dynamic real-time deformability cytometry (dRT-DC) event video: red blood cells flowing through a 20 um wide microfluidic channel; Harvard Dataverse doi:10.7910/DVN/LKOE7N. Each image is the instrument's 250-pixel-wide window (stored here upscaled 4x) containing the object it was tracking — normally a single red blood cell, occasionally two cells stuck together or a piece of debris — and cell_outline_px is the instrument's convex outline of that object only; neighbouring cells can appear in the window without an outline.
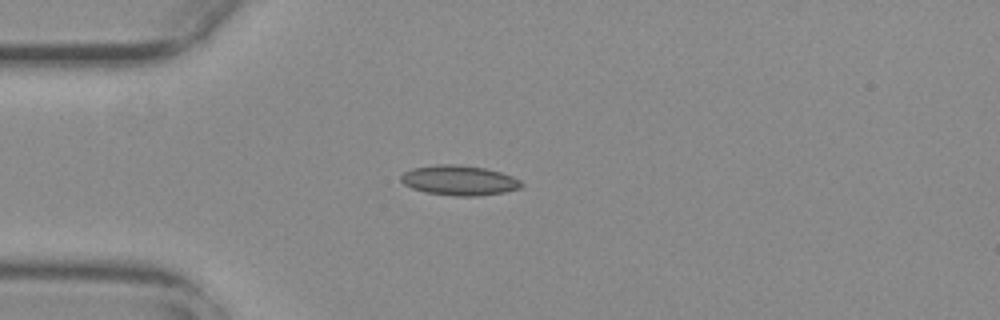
{"species": "common noctule bat (a hibernating species)", "species_latin": "Nyctalus noctula", "temperature_condition": "warm", "stored_images_in_passage": 38, "camera_frame_rate_fps": 3000, "um_per_image_px": 0.085, "animal": {"sex": "female", "body_mass_g": 29.2, "forearm_length_mm": 56.3}, "frame": {"image": 1, "passage_image": 1, "time_ms": 0.0, "image_size_px": [1000, 320], "cell_outline_px": [[524, 184], [520, 188], [504, 192], [476, 196], [456, 196], [424, 192], [412, 188], [404, 184], [400, 180], [400, 176], [404, 172], [412, 168], [436, 164], [456, 164], [484, 168], [500, 172], [512, 176], [520, 180]], "centroid_in_image_um": [39.01, 15.33], "position_along_channel_um": 46.0, "area_um2": 21.04}}
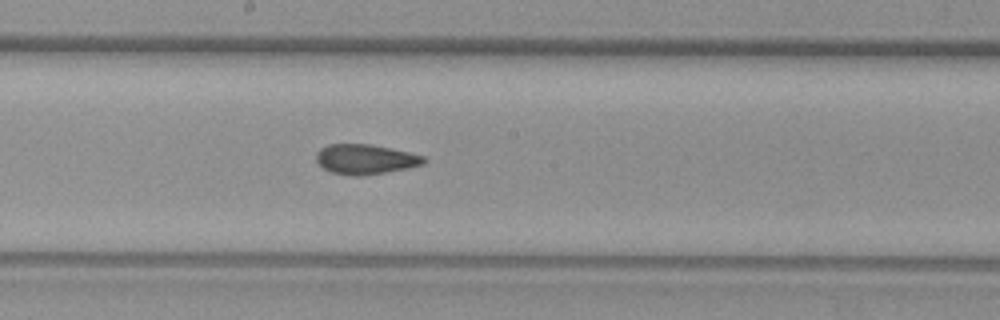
{"frame": {"image": 2, "passage_image": 16, "time_ms": 5.0, "image_size_px": [1000, 320], "cell_outline_px": [[428, 160], [424, 164], [408, 168], [360, 176], [352, 176], [332, 172], [324, 168], [316, 160], [316, 152], [320, 148], [328, 144], [368, 144], [408, 152], [424, 156]], "centroid_in_image_um": [31.05, 13.53], "position_along_channel_um": 217.1, "area_um2": 18.61}}
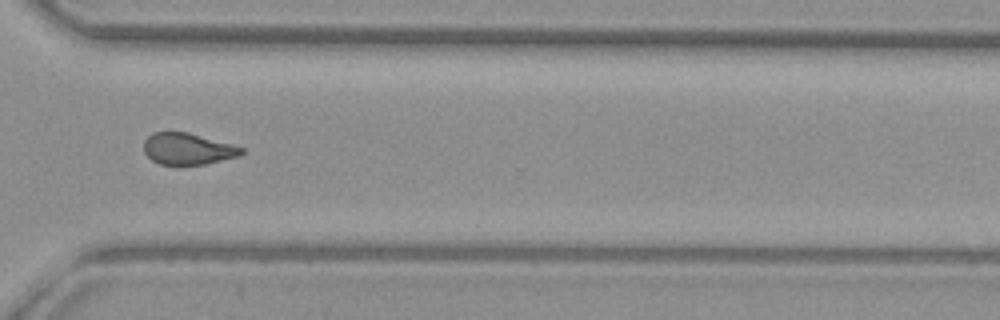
{"frame": {"image": 3, "passage_image": 27, "time_ms": 8.667, "image_size_px": [1000, 320], "cell_outline_px": [[244, 152], [240, 156], [204, 164], [160, 164], [152, 160], [144, 152], [144, 140], [152, 132], [188, 132], [232, 144], [244, 148]], "centroid_in_image_um": [15.96, 12.64], "position_along_channel_um": 354.6, "area_um2": 17.86}, "authors_computed_cell_mechanics": {"area_um2": 18.6694, "velocity_mm_per_s": 3.7519, "shape_relaxation_time_tau1_ms": null, "shape_relaxation_time_tau2_ms": 2.1277, "deformation_change_tau1": null, "deformation_change_tau2": 0.0867}}